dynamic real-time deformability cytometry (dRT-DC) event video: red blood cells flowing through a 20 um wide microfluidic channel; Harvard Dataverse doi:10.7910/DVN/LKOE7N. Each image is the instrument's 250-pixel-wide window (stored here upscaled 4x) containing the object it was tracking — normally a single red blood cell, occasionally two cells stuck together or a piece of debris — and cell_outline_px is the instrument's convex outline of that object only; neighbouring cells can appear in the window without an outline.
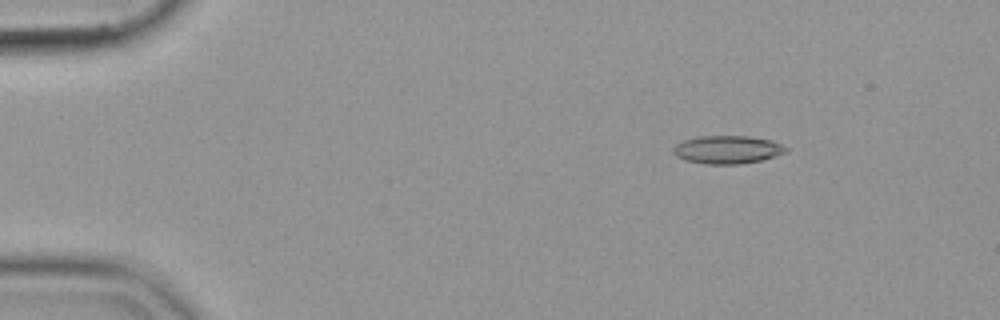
{"species": "common noctule bat (a hibernating species)", "species_latin": "Nyctalus noctula", "temperature_condition": "cold", "stored_images_in_passage": 48, "camera_frame_rate_fps": 3000, "um_per_image_px": 0.085, "animal": {"sex": "female", "body_mass_g": 19.9}, "frame": {"image": 1, "passage_image": 1, "time_ms": 0.0, "image_size_px": [1000, 320], "cell_outline_px": [[788, 152], [776, 156], [760, 160], [740, 164], [704, 164], [684, 160], [676, 156], [672, 152], [672, 148], [676, 144], [684, 140], [700, 136], [748, 136], [772, 140], [788, 148]], "centroid_in_image_um": [61.82, 12.72], "position_along_channel_um": 23.2, "area_um2": 18.55}}
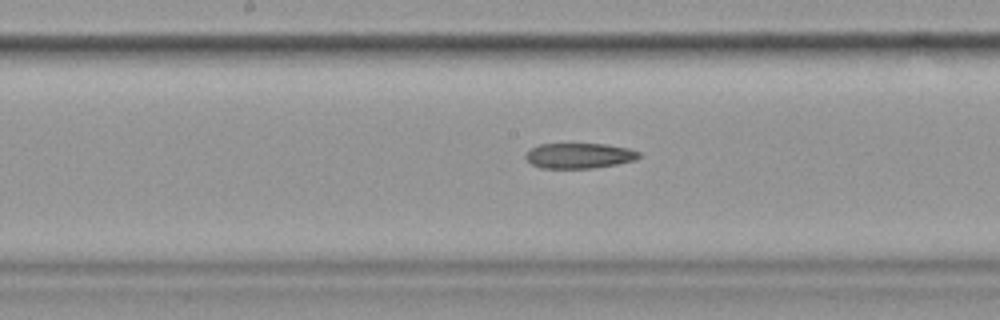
{"frame": {"image": 2, "passage_image": 22, "time_ms": 7.0, "image_size_px": [1000, 320], "cell_outline_px": [[640, 156], [636, 160], [616, 164], [592, 168], [540, 168], [532, 164], [524, 156], [532, 148], [540, 144], [604, 144], [628, 148], [640, 152]], "centroid_in_image_um": [49.25, 13.23], "position_along_channel_um": 199.0, "area_um2": 16.59}}
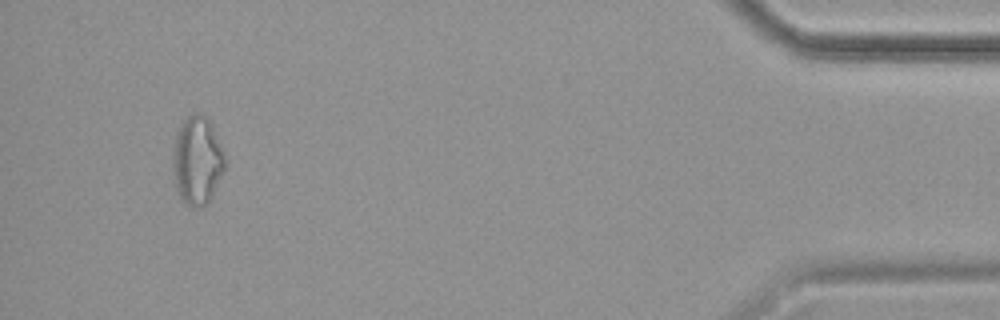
{"frame": {"image": 3, "passage_image": 45, "time_ms": 14.667, "image_size_px": [1000, 320], "cell_outline_px": [[224, 168], [212, 196], [200, 208], [196, 208], [188, 204], [176, 192], [172, 168], [172, 152], [176, 132], [180, 124], [192, 112], [200, 112], [212, 124], [220, 144], [224, 156]], "centroid_in_image_um": [16.72, 13.61], "position_along_channel_um": 418.5, "area_um2": 26.76}}